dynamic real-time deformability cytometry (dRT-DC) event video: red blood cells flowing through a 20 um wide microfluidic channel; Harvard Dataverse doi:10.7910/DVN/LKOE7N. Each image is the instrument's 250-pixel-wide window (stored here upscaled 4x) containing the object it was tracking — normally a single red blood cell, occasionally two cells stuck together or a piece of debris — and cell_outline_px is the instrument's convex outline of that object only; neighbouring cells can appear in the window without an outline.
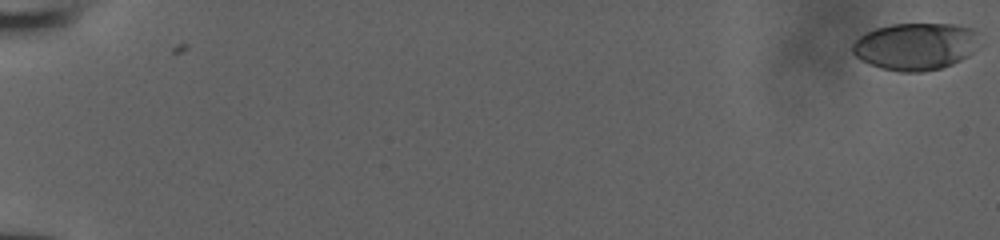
{"species": "human", "species_latin": "Homo sapiens", "temperature_condition": "room temperature", "stored_images_in_passage": 54, "camera_frame_rate_fps": 3000, "um_per_image_px": 0.085, "donor": {"sex": "male"}, "frame": {"image": 1, "passage_image": 1, "time_ms": 0.0, "image_size_px": [1000, 240], "cell_outline_px": [[984, 44], [968, 56], [952, 64], [940, 68], [920, 72], [900, 72], [880, 68], [868, 64], [860, 60], [852, 52], [852, 44], [860, 36], [876, 28], [892, 24], [952, 24], [972, 28]], "centroid_in_image_um": [77.86, 3.95], "position_along_channel_um": 7.1, "area_um2": 35.32}}
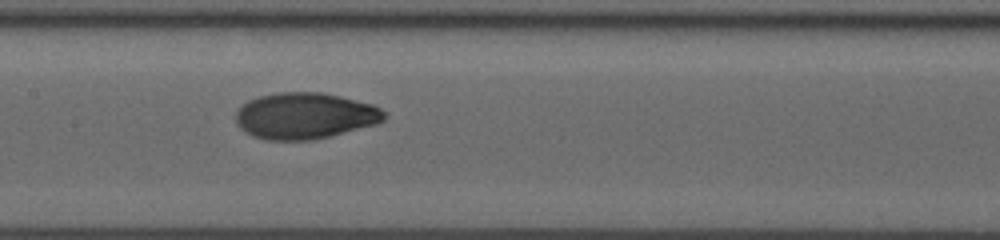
{"frame": {"image": 2, "passage_image": 30, "time_ms": 9.667, "image_size_px": [1000, 240], "cell_outline_px": [[384, 120], [376, 124], [312, 140], [268, 140], [252, 136], [240, 128], [236, 124], [236, 112], [248, 100], [260, 96], [280, 92], [320, 92], [340, 96], [372, 104], [380, 108], [384, 112]], "centroid_in_image_um": [25.89, 9.84], "position_along_channel_um": 181.5, "area_um2": 39.77}}
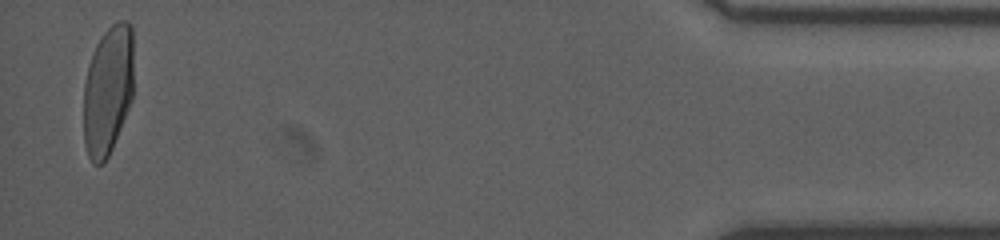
{"frame": {"image": 3, "passage_image": 53, "time_ms": 17.333, "image_size_px": [1000, 240], "cell_outline_px": [[132, 100], [112, 148], [104, 164], [92, 164], [88, 156], [84, 144], [84, 84], [88, 64], [92, 52], [96, 44], [104, 32], [112, 24], [120, 20], [128, 20], [132, 24]], "centroid_in_image_um": [9.16, 7.67], "position_along_channel_um": 426.0, "area_um2": 38.03}}